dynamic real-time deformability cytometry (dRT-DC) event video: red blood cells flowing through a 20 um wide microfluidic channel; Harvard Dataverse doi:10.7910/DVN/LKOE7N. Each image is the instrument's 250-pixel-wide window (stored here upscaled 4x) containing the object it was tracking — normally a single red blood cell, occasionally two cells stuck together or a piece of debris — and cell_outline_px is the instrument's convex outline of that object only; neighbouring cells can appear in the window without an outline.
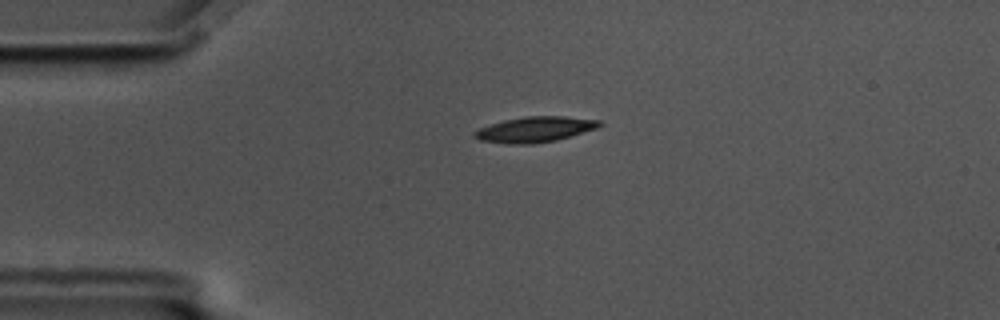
{"species": "common noctule bat (a hibernating species)", "species_latin": "Nyctalus noctula", "temperature_condition": "cold", "stored_images_in_passage": 46, "camera_frame_rate_fps": 3000, "um_per_image_px": 0.085, "animal": {"sex": "male", "body_mass_g": 17.5, "forearm_length_mm": 52.3}, "frame": {"image": 1, "passage_image": 2, "time_ms": 0.333, "image_size_px": [1000, 320], "cell_outline_px": [[604, 124], [596, 128], [556, 140], [532, 144], [508, 144], [480, 140], [472, 136], [472, 132], [480, 128], [504, 120], [524, 116], [564, 116], [600, 120]], "centroid_in_image_um": [45.45, 11.0], "position_along_channel_um": 39.5, "area_um2": 18.5}}
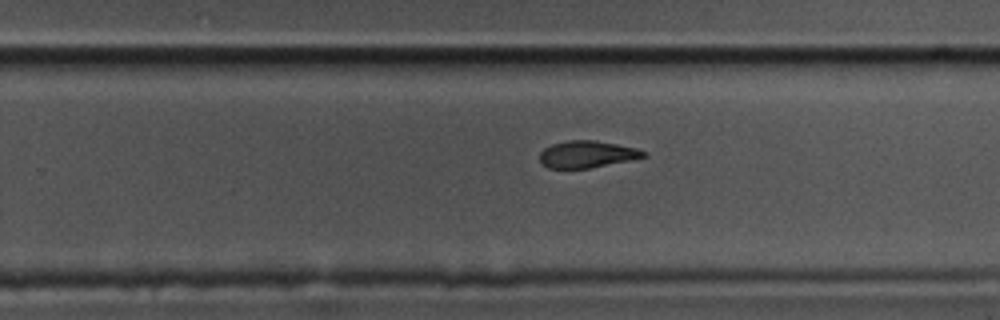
{"frame": {"image": 2, "passage_image": 25, "time_ms": 8.0, "image_size_px": [1000, 320], "cell_outline_px": [[648, 156], [588, 168], [548, 168], [540, 164], [540, 152], [544, 148], [552, 144], [568, 140], [596, 140], [636, 148], [648, 152]], "centroid_in_image_um": [49.87, 13.1], "position_along_channel_um": 279.9, "area_um2": 16.24}}
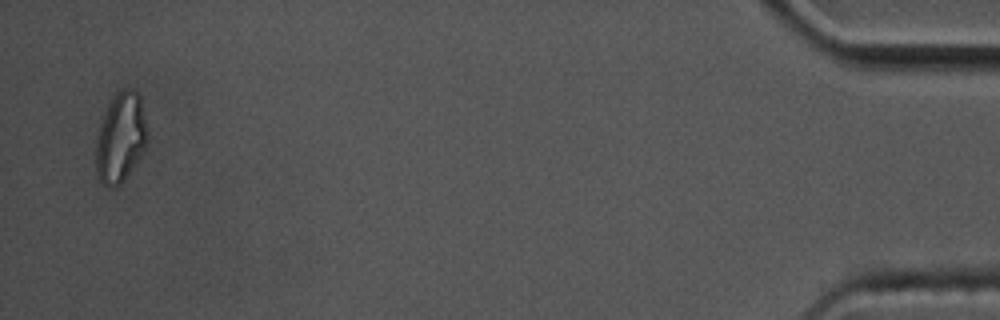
{"frame": {"image": 3, "passage_image": 45, "time_ms": 14.667, "image_size_px": [1000, 320], "cell_outline_px": [[148, 144], [124, 180], [120, 184], [112, 188], [104, 184], [96, 176], [96, 140], [100, 124], [112, 96], [120, 88], [132, 88], [140, 96], [148, 132]], "centroid_in_image_um": [10.26, 11.68], "position_along_channel_um": 424.9, "area_um2": 27.05}, "authors_computed_cell_mechanics": {"area_um2": 18.1781, "velocity_mm_per_s": 3.4798, "shape_relaxation_time_tau1_ms": 7.5768, "shape_relaxation_time_tau2_ms": null, "deformation_change_tau1": 0.2047, "deformation_change_tau2": null}}